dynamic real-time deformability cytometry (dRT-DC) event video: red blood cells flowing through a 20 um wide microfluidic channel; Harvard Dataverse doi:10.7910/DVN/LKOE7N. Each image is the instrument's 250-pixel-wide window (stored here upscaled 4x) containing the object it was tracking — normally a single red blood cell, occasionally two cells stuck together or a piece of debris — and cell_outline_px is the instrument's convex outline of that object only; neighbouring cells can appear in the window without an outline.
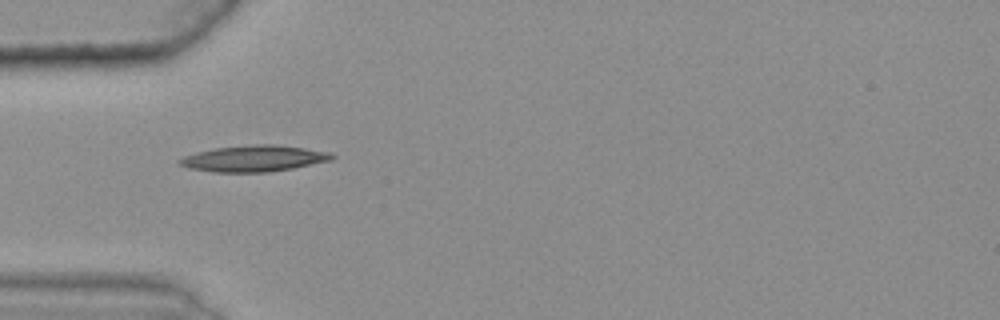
{"species": "common noctule bat (a hibernating species)", "species_latin": "Nyctalus noctula", "temperature_condition": "warm", "stored_images_in_passage": 4, "camera_frame_rate_fps": 3000, "um_per_image_px": 0.085, "animal": {"sex": "female", "body_mass_g": 25.1}, "frame": {"image": 1, "passage_image": 1, "time_ms": 0.0, "image_size_px": [1000, 320], "cell_outline_px": [[336, 156], [332, 160], [292, 168], [268, 172], [212, 172], [188, 168], [180, 164], [176, 160], [184, 156], [196, 152], [216, 148], [252, 144], [272, 144], [304, 148], [332, 152]], "centroid_in_image_um": [21.58, 13.47], "position_along_channel_um": 63.4, "area_um2": 23.29}}